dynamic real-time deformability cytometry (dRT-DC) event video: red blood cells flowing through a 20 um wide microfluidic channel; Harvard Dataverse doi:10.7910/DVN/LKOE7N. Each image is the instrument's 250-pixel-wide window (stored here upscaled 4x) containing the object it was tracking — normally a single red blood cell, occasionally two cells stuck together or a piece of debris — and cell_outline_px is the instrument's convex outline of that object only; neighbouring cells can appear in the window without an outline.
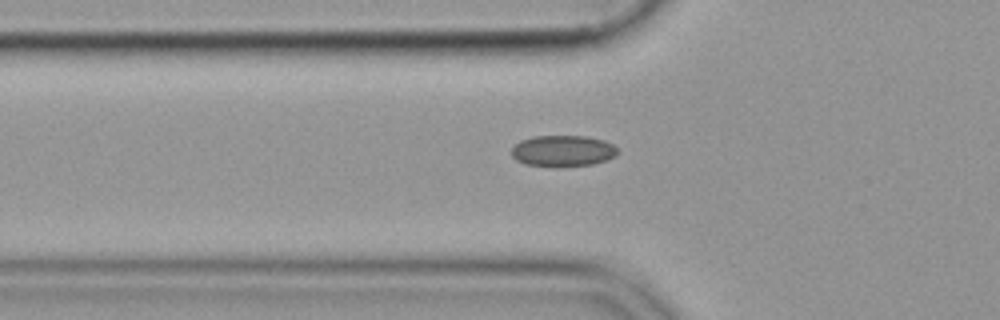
{"species": "common noctule bat (a hibernating species)", "species_latin": "Nyctalus noctula", "temperature_condition": "cold", "stored_images_in_passage": 37, "camera_frame_rate_fps": 3000, "um_per_image_px": 0.085, "animal": {"sex": "female", "body_mass_g": 19.9}, "frame": {"image": 1, "passage_image": 4, "time_ms": 1.0, "image_size_px": [1000, 320], "cell_outline_px": [[616, 156], [608, 160], [592, 164], [560, 168], [552, 168], [524, 164], [516, 160], [512, 156], [512, 148], [520, 140], [532, 136], [588, 136], [604, 140], [612, 144], [616, 148]], "centroid_in_image_um": [47.82, 12.85], "position_along_channel_um": 78.0, "area_um2": 19.77}}
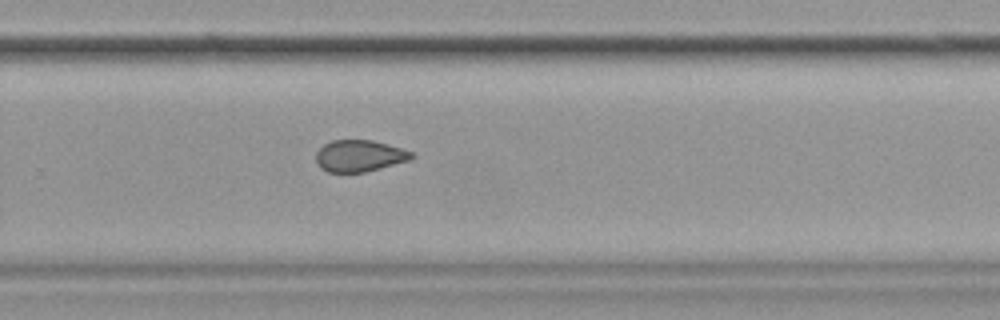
{"frame": {"image": 2, "passage_image": 22, "time_ms": 7.0, "image_size_px": [1000, 320], "cell_outline_px": [[416, 156], [408, 160], [380, 168], [364, 172], [328, 172], [320, 168], [316, 164], [316, 152], [324, 144], [332, 140], [372, 140], [388, 144], [412, 152]], "centroid_in_image_um": [30.52, 13.24], "position_along_channel_um": 299.3, "area_um2": 17.57}}
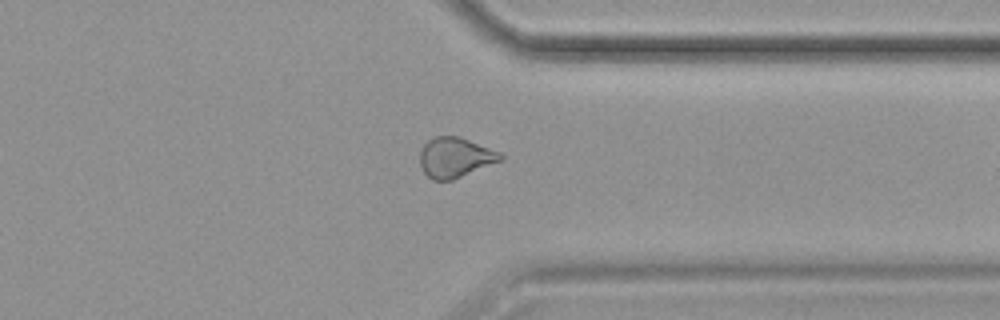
{"frame": {"image": 3, "passage_image": 28, "time_ms": 9.0, "image_size_px": [1000, 320], "cell_outline_px": [[504, 160], [452, 180], [432, 180], [424, 172], [420, 164], [420, 152], [424, 144], [428, 140], [436, 136], [460, 136], [500, 152], [504, 156]], "centroid_in_image_um": [38.71, 13.38], "position_along_channel_um": 372.7, "area_um2": 18.9}}